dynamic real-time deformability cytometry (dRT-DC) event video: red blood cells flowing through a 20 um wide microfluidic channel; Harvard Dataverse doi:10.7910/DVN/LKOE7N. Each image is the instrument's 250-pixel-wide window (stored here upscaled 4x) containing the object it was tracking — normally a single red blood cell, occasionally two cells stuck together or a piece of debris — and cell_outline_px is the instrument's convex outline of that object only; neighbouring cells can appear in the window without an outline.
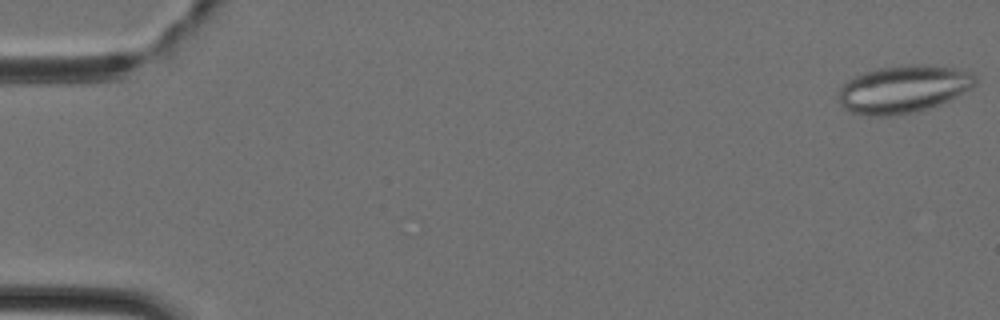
{"species": "Egyptian fruit bat (a non-hibernating species)", "species_latin": "Rousettus aegyptiacus", "temperature_condition": "cold", "stored_images_in_passage": 8, "camera_frame_rate_fps": 3000, "um_per_image_px": 0.085, "animal": {"sex": "female"}, "frame": {"image": 1, "passage_image": 1, "time_ms": 0.0, "image_size_px": [1000, 320], "cell_outline_px": [[980, 76], [976, 84], [972, 88], [940, 104], [916, 112], [896, 116], [868, 116], [852, 112], [844, 108], [840, 104], [840, 88], [848, 80], [864, 72], [880, 68], [908, 64], [920, 64], [956, 68], [972, 72]], "centroid_in_image_um": [76.84, 7.57], "position_along_channel_um": 8.2, "area_um2": 38.09}}